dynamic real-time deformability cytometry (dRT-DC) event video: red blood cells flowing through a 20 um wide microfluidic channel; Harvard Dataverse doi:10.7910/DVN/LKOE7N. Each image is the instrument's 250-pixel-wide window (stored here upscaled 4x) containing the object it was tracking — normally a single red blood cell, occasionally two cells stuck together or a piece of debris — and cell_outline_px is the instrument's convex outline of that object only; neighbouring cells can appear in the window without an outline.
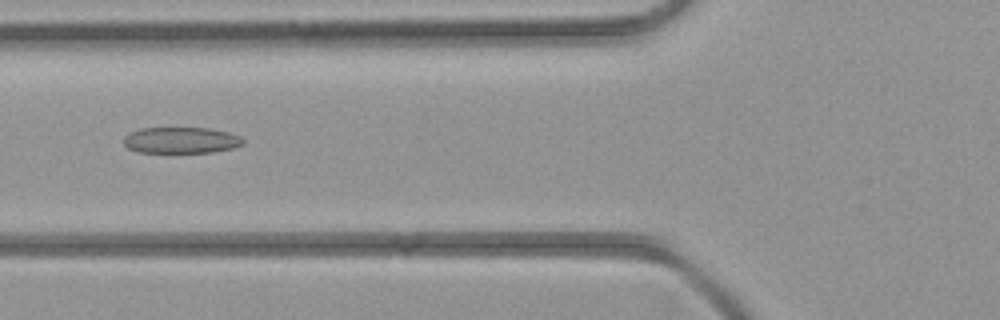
{"species": "common noctule bat (a hibernating species)", "species_latin": "Nyctalus noctula", "temperature_condition": "room temperature", "stored_images_in_passage": 5, "camera_frame_rate_fps": 3000, "um_per_image_px": 0.085, "animal": {"sex": "female", "body_mass_g": 21.9}, "frame": {"image": 1, "passage_image": 5, "time_ms": 4.667, "image_size_px": [1000, 320], "cell_outline_px": [[244, 144], [232, 148], [212, 152], [140, 152], [128, 148], [124, 144], [124, 136], [128, 132], [140, 128], [208, 128], [228, 132], [240, 136], [244, 140]], "centroid_in_image_um": [15.38, 11.91], "position_along_channel_um": 110.4, "area_um2": 18.21}}